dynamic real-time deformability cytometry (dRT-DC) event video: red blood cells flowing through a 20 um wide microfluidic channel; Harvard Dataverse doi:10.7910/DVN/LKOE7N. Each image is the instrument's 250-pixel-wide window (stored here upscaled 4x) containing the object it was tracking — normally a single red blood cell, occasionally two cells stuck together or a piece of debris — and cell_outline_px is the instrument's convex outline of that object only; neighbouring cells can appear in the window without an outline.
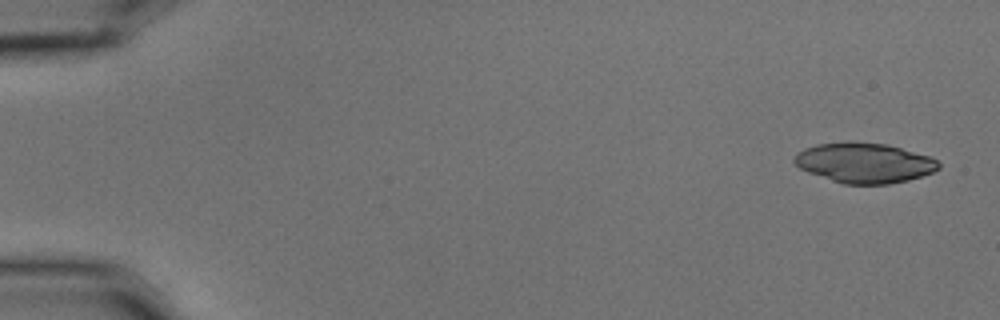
{"species": "common noctule bat (a hibernating species)", "species_latin": "Nyctalus noctula", "temperature_condition": "cold", "stored_images_in_passage": 5, "camera_frame_rate_fps": 3000, "um_per_image_px": 0.085, "animal": {"sex": "male", "body_mass_g": 15.6}, "frame": {"image": 1, "passage_image": 1, "time_ms": 0.0, "image_size_px": [1000, 320], "cell_outline_px": [[940, 168], [932, 172], [908, 180], [888, 184], [844, 184], [808, 172], [800, 168], [792, 160], [804, 148], [816, 144], [848, 140], [852, 140], [884, 144], [932, 156], [940, 164]], "centroid_in_image_um": [73.47, 13.82], "position_along_channel_um": 11.5, "area_um2": 33.76}}